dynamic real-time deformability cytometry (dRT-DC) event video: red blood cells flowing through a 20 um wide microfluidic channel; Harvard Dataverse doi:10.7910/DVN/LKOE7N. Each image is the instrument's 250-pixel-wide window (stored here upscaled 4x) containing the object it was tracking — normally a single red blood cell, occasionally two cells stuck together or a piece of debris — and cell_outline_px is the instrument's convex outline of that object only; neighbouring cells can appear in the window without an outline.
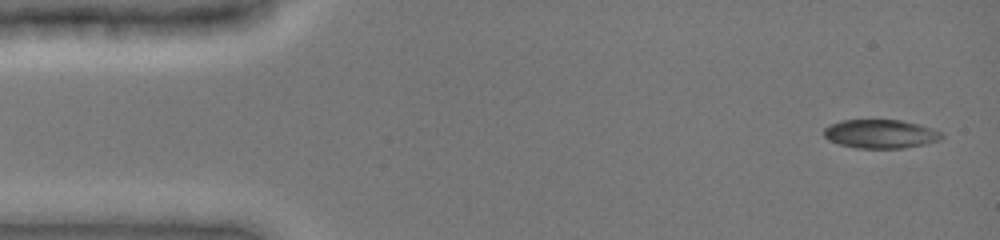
{"species": "common noctule bat (a hibernating species)", "species_latin": "Nyctalus noctula", "temperature_condition": "cold", "stored_images_in_passage": 7, "camera_frame_rate_fps": 3000, "um_per_image_px": 0.085, "animal": {"sex": "female", "body_mass_g": 19.0, "forearm_length_mm": 51.5}, "frame": {"image": 1, "passage_image": 1, "time_ms": 0.0, "image_size_px": [1000, 240], "cell_outline_px": [[944, 136], [940, 140], [924, 144], [904, 148], [856, 148], [840, 144], [828, 140], [824, 136], [824, 128], [840, 120], [900, 120], [920, 124], [944, 132]], "centroid_in_image_um": [74.88, 11.38], "position_along_channel_um": 10.1, "area_um2": 19.83}}
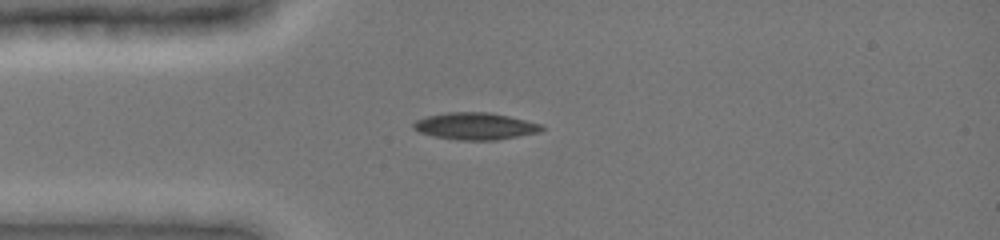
{"frame": {"image": 2, "passage_image": 5, "time_ms": 1.333, "image_size_px": [1000, 240], "cell_outline_px": [[544, 128], [540, 132], [496, 140], [456, 140], [432, 136], [420, 132], [412, 128], [412, 124], [416, 120], [428, 116], [448, 112], [488, 112], [508, 116], [540, 124]], "centroid_in_image_um": [40.36, 10.73], "position_along_channel_um": 44.6, "area_um2": 20.06}}